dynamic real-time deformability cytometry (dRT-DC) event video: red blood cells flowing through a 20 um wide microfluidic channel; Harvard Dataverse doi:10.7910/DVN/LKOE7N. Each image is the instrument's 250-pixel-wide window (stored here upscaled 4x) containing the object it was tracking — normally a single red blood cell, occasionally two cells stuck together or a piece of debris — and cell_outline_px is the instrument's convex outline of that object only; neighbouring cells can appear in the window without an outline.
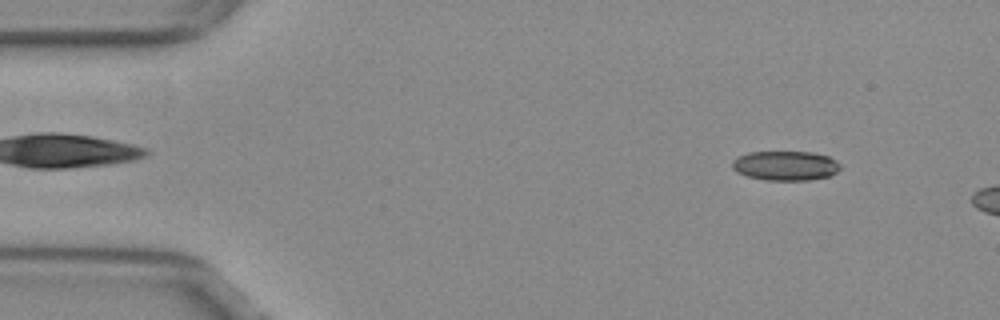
{"species": "common noctule bat (a hibernating species)", "species_latin": "Nyctalus noctula", "temperature_condition": "warm", "stored_images_in_passage": 10, "camera_frame_rate_fps": 3000, "um_per_image_px": 0.085, "animal": {"sex": "female", "body_mass_g": 29.2, "forearm_length_mm": 56.3}, "frame": {"image": 1, "passage_image": 5, "time_ms": 1.333, "image_size_px": [1000, 320], "cell_outline_px": [[840, 168], [836, 172], [828, 176], [808, 180], [768, 180], [748, 176], [736, 172], [732, 168], [732, 160], [736, 156], [748, 152], [812, 152], [828, 156], [836, 160], [840, 164]], "centroid_in_image_um": [66.73, 14.07], "position_along_channel_um": 18.3, "area_um2": 18.61}}